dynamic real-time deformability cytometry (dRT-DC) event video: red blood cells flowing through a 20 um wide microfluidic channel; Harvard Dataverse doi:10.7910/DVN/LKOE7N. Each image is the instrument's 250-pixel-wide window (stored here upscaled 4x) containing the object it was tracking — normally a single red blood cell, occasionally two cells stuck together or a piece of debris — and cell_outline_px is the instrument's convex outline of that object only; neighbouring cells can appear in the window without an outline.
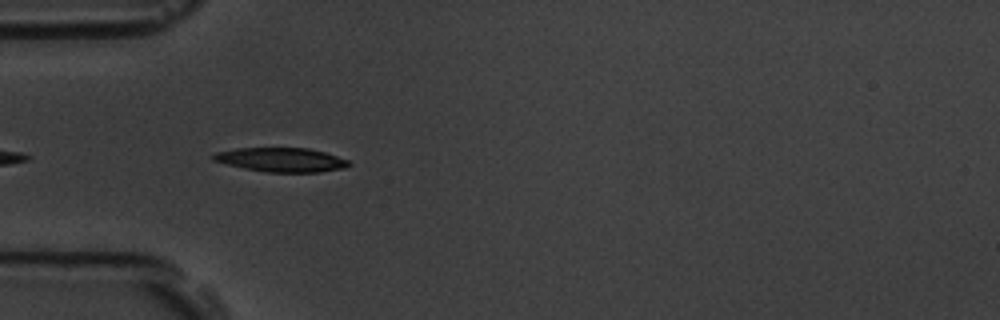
{"species": "common noctule bat (a hibernating species)", "species_latin": "Nyctalus noctula", "temperature_condition": "room temperature", "stored_images_in_passage": 8, "camera_frame_rate_fps": 3000, "um_per_image_px": 0.085, "animal": {"sex": "male", "body_mass_g": 19.5, "forearm_length_mm": 54.6}, "frame": {"image": 1, "passage_image": 5, "time_ms": 1.333, "image_size_px": [1000, 320], "cell_outline_px": [[352, 164], [344, 168], [320, 172], [268, 172], [244, 168], [212, 160], [212, 156], [216, 152], [236, 148], [308, 148], [324, 152], [348, 160]], "centroid_in_image_um": [23.92, 13.58], "position_along_channel_um": 61.1, "area_um2": 18.9}}
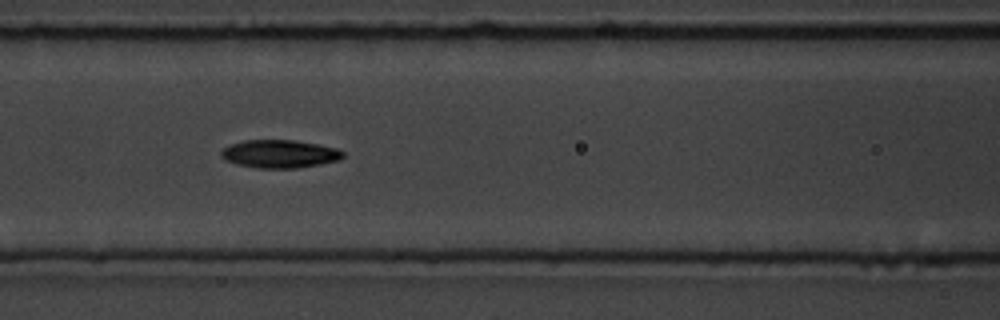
{"frame": {"image": 2, "passage_image": 7, "time_ms": 2.0, "image_size_px": [1000, 320], "cell_outline_px": [[344, 156], [340, 160], [320, 164], [296, 168], [260, 168], [236, 164], [224, 160], [220, 156], [220, 152], [224, 148], [232, 144], [244, 140], [296, 140], [336, 148], [344, 152]], "centroid_in_image_um": [23.76, 13.08], "position_along_channel_um": 142.8, "area_um2": 19.88}}
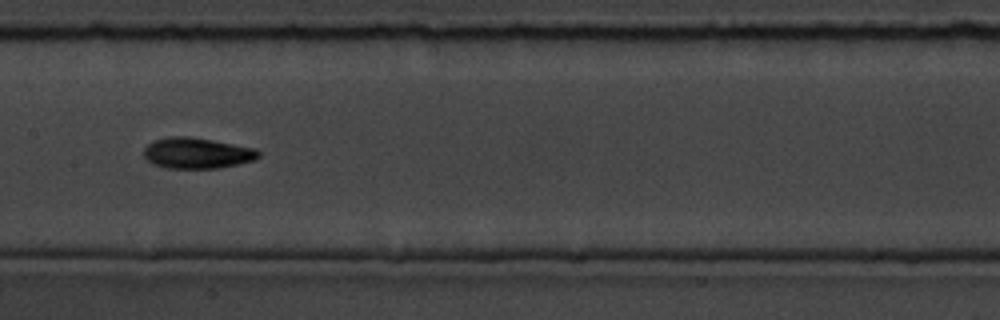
{"frame": {"image": 3, "passage_image": 8, "time_ms": 2.333, "image_size_px": [1000, 320], "cell_outline_px": [[260, 156], [256, 160], [220, 168], [164, 168], [152, 164], [144, 156], [144, 148], [148, 144], [156, 140], [168, 136], [188, 136], [212, 140], [256, 148], [260, 152]], "centroid_in_image_um": [16.76, 13.02], "position_along_channel_um": 190.6, "area_um2": 20.75}}